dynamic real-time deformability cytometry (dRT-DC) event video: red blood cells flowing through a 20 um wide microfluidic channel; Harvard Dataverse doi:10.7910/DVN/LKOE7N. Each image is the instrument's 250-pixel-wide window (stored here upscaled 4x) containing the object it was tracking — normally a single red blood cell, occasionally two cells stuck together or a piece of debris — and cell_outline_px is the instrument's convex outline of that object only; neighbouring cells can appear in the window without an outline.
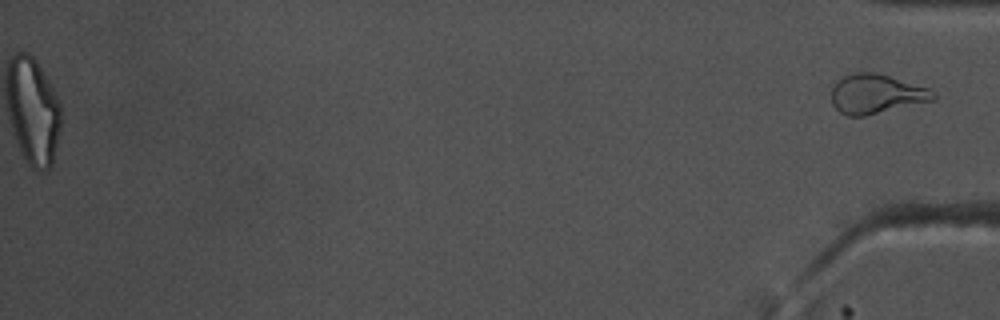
{"species": "common noctule bat (a hibernating species)", "species_latin": "Nyctalus noctula", "temperature_condition": "warm", "stored_images_in_passage": 46, "segment_of_instrument_passage": [2, 2], "camera_frame_rate_fps": 3000, "um_per_image_px": 0.085, "animal": {"sex": "male", "body_mass_g": 17.5, "forearm_length_mm": 52.3}, "frame": {"image": 1, "passage_image": 46, "time_ms": 15.0, "image_size_px": [1000, 320], "cell_outline_px": [[936, 100], [864, 116], [848, 116], [840, 112], [832, 104], [832, 88], [844, 76], [852, 72], [876, 72], [932, 88], [936, 92]], "centroid_in_image_um": [74.55, 7.98], "position_along_channel_um": 360.7, "area_um2": 23.58}}